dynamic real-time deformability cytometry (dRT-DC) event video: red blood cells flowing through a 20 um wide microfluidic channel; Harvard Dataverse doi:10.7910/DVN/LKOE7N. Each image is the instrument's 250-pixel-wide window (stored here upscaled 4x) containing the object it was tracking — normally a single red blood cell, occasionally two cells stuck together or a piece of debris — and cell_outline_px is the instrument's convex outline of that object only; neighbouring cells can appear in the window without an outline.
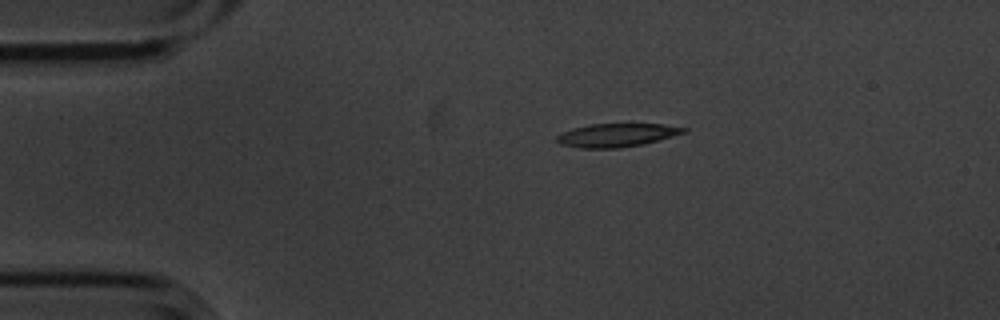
{"species": "common noctule bat (a hibernating species)", "species_latin": "Nyctalus noctula", "temperature_condition": "cold", "stored_images_in_passage": 5, "camera_frame_rate_fps": 3000, "um_per_image_px": 0.085, "animal": {"sex": "male", "body_mass_g": 20.1, "forearm_length_mm": 53.5}, "frame": {"image": 1, "passage_image": 1, "time_ms": 0.0, "image_size_px": [1000, 320], "cell_outline_px": [[688, 132], [640, 144], [620, 148], [580, 148], [560, 144], [556, 140], [556, 136], [572, 128], [588, 124], [664, 124], [688, 128]], "centroid_in_image_um": [52.41, 11.48], "position_along_channel_um": 32.6, "area_um2": 17.17}}
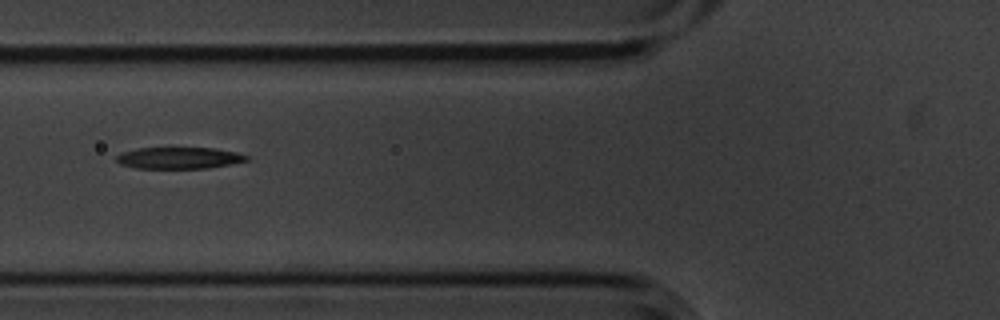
{"frame": {"image": 2, "passage_image": 4, "time_ms": 1.0, "image_size_px": [1000, 320], "cell_outline_px": [[248, 160], [232, 164], [208, 168], [136, 168], [120, 164], [116, 160], [116, 156], [124, 152], [136, 148], [216, 148], [236, 152], [248, 156]], "centroid_in_image_um": [15.23, 13.42], "position_along_channel_um": 110.6, "area_um2": 16.3}}
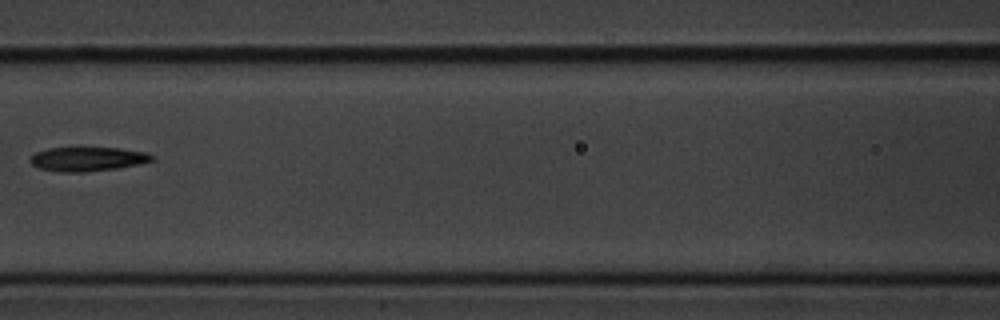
{"frame": {"image": 3, "passage_image": 5, "time_ms": 1.333, "image_size_px": [1000, 320], "cell_outline_px": [[156, 160], [140, 164], [116, 168], [84, 172], [56, 172], [40, 168], [32, 164], [28, 160], [36, 152], [48, 148], [120, 148], [148, 152]], "centroid_in_image_um": [7.46, 13.52], "position_along_channel_um": 159.1, "area_um2": 17.17}}